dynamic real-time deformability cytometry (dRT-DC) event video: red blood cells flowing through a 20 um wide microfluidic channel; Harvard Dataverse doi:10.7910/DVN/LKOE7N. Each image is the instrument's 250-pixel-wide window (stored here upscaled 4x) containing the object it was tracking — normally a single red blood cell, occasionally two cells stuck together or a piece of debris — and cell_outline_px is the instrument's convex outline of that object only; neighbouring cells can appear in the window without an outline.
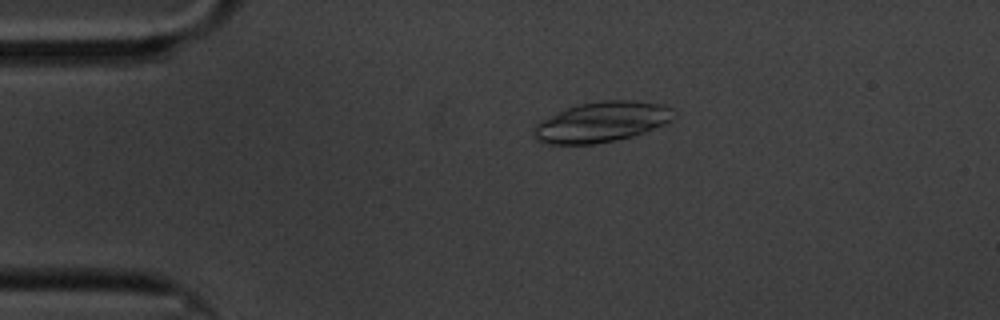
{"species": "common noctule bat (a hibernating species)", "species_latin": "Nyctalus noctula", "temperature_condition": "cold", "stored_images_in_passage": 59, "camera_frame_rate_fps": 3000, "um_per_image_px": 0.085, "animal": {"sex": "male", "body_mass_g": 20.1, "forearm_length_mm": 53.5}, "frame": {"image": 1, "passage_image": 12, "time_ms": 3.667, "image_size_px": [1000, 320], "cell_outline_px": [[676, 116], [664, 124], [644, 132], [632, 136], [616, 140], [592, 144], [548, 144], [536, 140], [532, 136], [532, 128], [540, 120], [556, 112], [576, 104], [604, 100], [632, 100], [656, 104], [672, 108]], "centroid_in_image_um": [51.06, 10.37], "position_along_channel_um": 33.9, "area_um2": 32.95}}
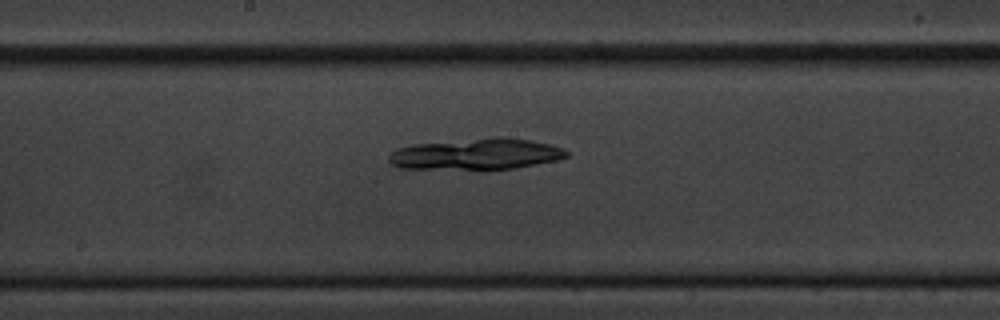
{"frame": {"image": 2, "passage_image": 31, "time_ms": 10.0, "image_size_px": [1000, 320], "cell_outline_px": [[568, 156], [556, 160], [536, 164], [512, 168], [400, 168], [392, 164], [388, 160], [388, 156], [396, 148], [412, 144], [496, 136], [500, 136], [532, 140], [564, 148], [568, 152]], "centroid_in_image_um": [40.48, 13.06], "position_along_channel_um": 207.7, "area_um2": 32.02}}
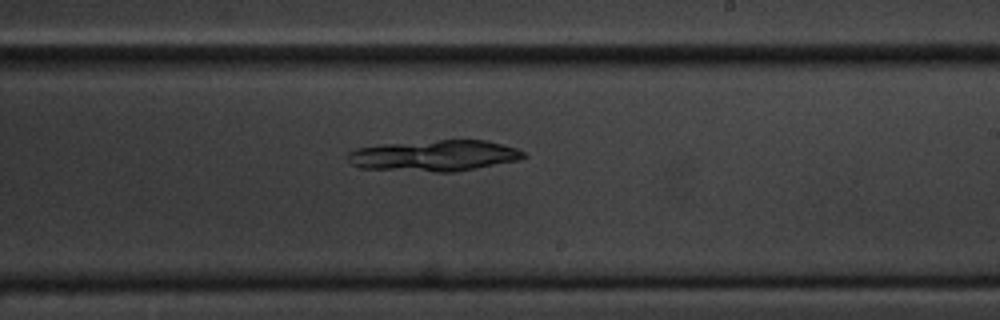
{"frame": {"image": 3, "passage_image": 35, "time_ms": 11.333, "image_size_px": [1000, 320], "cell_outline_px": [[528, 156], [520, 160], [456, 172], [436, 172], [360, 168], [352, 164], [348, 160], [348, 152], [356, 148], [380, 144], [440, 140], [488, 140], [516, 148], [524, 152]], "centroid_in_image_um": [36.94, 13.23], "position_along_channel_um": 252.1, "area_um2": 32.02}}